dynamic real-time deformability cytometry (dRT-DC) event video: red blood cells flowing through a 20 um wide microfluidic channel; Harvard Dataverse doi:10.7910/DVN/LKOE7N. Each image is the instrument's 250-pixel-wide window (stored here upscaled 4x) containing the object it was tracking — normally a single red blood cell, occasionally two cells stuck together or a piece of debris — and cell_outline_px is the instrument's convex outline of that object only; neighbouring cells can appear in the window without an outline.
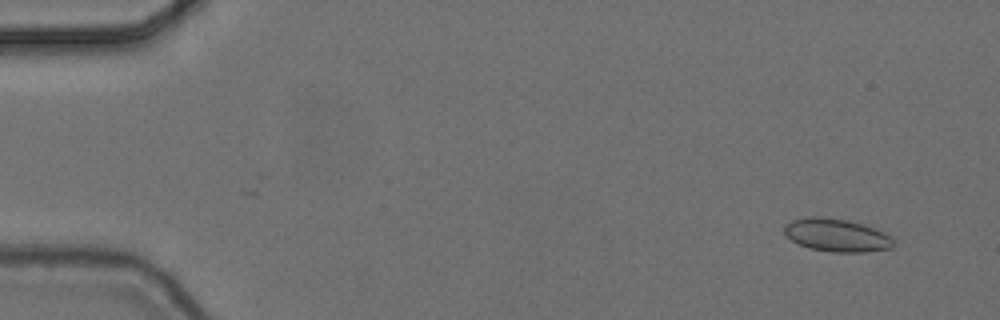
{"species": "common noctule bat (a hibernating species)", "species_latin": "Nyctalus noctula", "temperature_condition": "cold", "stored_images_in_passage": 3, "camera_frame_rate_fps": 3000, "um_per_image_px": 0.085, "animal": {"sex": "female", "body_mass_g": 24.6, "forearm_length_mm": 56.2}, "frame": {"image": 1, "passage_image": 1, "time_ms": 0.0, "image_size_px": [1000, 320], "cell_outline_px": [[896, 240], [892, 248], [864, 252], [832, 252], [808, 248], [792, 240], [784, 232], [784, 224], [792, 220], [812, 216], [820, 216], [848, 220], [884, 232], [892, 236]], "centroid_in_image_um": [71.13, 19.99], "position_along_channel_um": 13.9, "area_um2": 20.98}}